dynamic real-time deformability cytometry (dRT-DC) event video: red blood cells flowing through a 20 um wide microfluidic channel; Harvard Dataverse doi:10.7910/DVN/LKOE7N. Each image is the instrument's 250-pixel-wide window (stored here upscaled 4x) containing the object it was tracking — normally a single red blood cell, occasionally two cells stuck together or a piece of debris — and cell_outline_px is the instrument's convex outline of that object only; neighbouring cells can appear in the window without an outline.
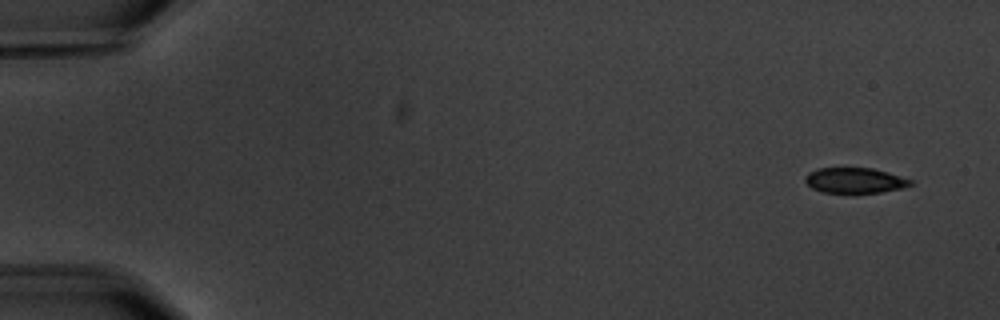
{"species": "common noctule bat (a hibernating species)", "species_latin": "Nyctalus noctula", "temperature_condition": "warm", "stored_images_in_passage": 6, "camera_frame_rate_fps": 3000, "um_per_image_px": 0.085, "animal": {"sex": "male", "body_mass_g": 20.1, "forearm_length_mm": 53.5}, "frame": {"image": 1, "passage_image": 1, "time_ms": 0.0, "image_size_px": [1000, 320], "cell_outline_px": [[916, 184], [904, 188], [880, 192], [824, 192], [812, 188], [804, 180], [804, 176], [808, 172], [816, 168], [872, 168], [888, 172], [912, 180]], "centroid_in_image_um": [72.68, 15.32], "position_along_channel_um": 12.3, "area_um2": 15.61}}
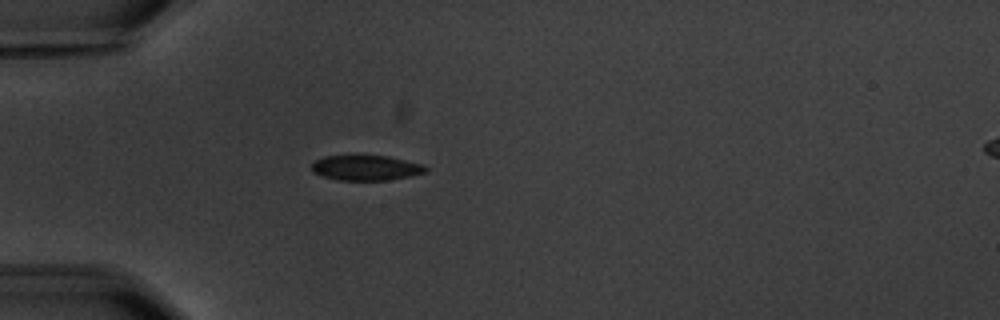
{"frame": {"image": 2, "passage_image": 5, "time_ms": 4.667, "image_size_px": [1000, 320], "cell_outline_px": [[428, 172], [388, 180], [336, 180], [312, 172], [312, 164], [316, 160], [324, 156], [388, 156], [424, 164], [428, 168]], "centroid_in_image_um": [31.14, 14.27], "position_along_channel_um": 53.9, "area_um2": 16.65}}